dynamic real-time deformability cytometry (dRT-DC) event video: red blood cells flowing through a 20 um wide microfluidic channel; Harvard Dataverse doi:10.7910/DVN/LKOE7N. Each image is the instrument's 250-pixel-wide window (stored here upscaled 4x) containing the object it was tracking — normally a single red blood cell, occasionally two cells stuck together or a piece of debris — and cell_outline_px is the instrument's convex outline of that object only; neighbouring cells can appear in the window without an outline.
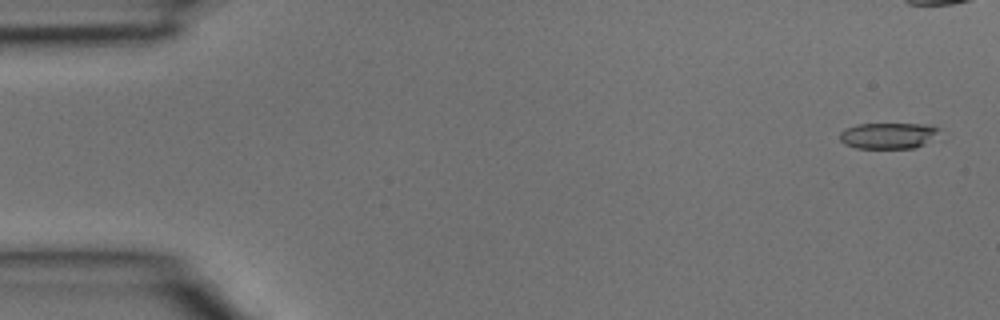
{"species": "common noctule bat (a hibernating species)", "species_latin": "Nyctalus noctula", "temperature_condition": "room temperature", "stored_images_in_passage": 33, "camera_frame_rate_fps": 3000, "um_per_image_px": 0.085, "animal": {"sex": "male", "body_mass_g": 15.6}, "frame": {"image": 1, "passage_image": 2, "time_ms": 0.333, "image_size_px": [1000, 320], "cell_outline_px": [[944, 140], [916, 148], [856, 148], [844, 144], [840, 140], [840, 132], [856, 124], [928, 124], [940, 128]], "centroid_in_image_um": [75.72, 11.54], "position_along_channel_um": 9.3, "area_um2": 15.95}}
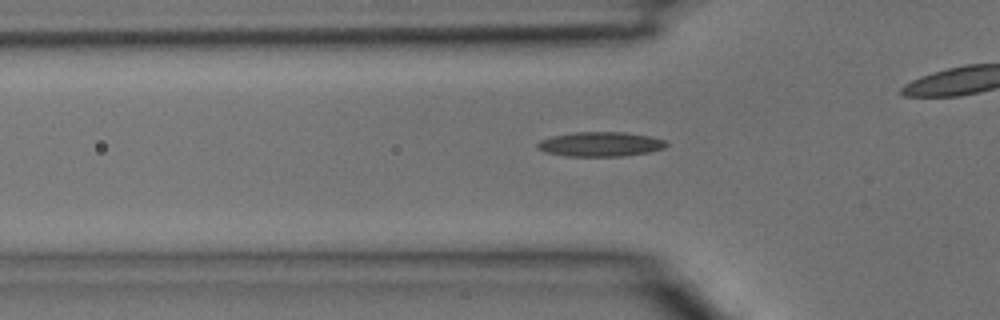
{"frame": {"image": 2, "passage_image": 13, "time_ms": 4.0, "image_size_px": [1000, 320], "cell_outline_px": [[668, 144], [664, 148], [648, 152], [624, 156], [568, 156], [544, 152], [536, 148], [536, 144], [540, 140], [552, 136], [576, 132], [624, 132], [652, 136], [668, 140]], "centroid_in_image_um": [51.05, 12.25], "position_along_channel_um": 74.7, "area_um2": 18.61}}
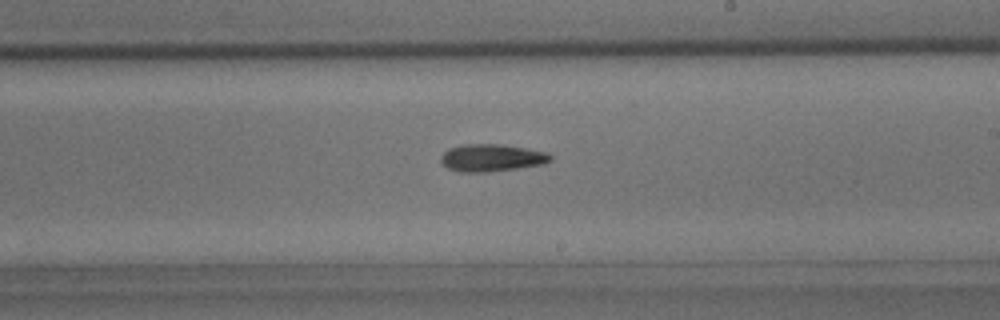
{"frame": {"image": 3, "passage_image": 23, "time_ms": 7.333, "image_size_px": [1000, 320], "cell_outline_px": [[552, 160], [544, 164], [488, 172], [460, 172], [448, 168], [440, 160], [440, 156], [448, 148], [460, 144], [504, 144], [548, 152], [552, 156]], "centroid_in_image_um": [41.79, 13.4], "position_along_channel_um": 247.2, "area_um2": 17.63}}